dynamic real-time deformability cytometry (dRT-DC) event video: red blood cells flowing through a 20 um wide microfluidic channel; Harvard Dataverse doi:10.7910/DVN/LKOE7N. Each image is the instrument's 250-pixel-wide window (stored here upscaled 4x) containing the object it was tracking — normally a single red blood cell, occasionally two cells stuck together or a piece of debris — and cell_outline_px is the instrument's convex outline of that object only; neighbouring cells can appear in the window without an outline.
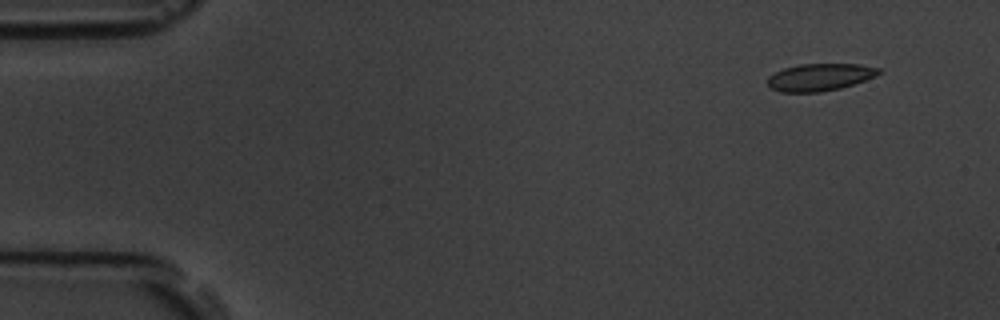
{"species": "common noctule bat (a hibernating species)", "species_latin": "Nyctalus noctula", "temperature_condition": "room temperature", "stored_images_in_passage": 10, "camera_frame_rate_fps": 3000, "um_per_image_px": 0.085, "animal": {"sex": "male", "body_mass_g": 19.5, "forearm_length_mm": 54.6}, "frame": {"image": 1, "passage_image": 1, "time_ms": 0.0, "image_size_px": [1000, 320], "cell_outline_px": [[880, 72], [864, 80], [840, 88], [820, 92], [780, 92], [772, 88], [768, 84], [768, 76], [784, 68], [800, 64], [860, 64], [880, 68]], "centroid_in_image_um": [69.65, 6.55], "position_along_channel_um": 15.4, "area_um2": 17.4}}
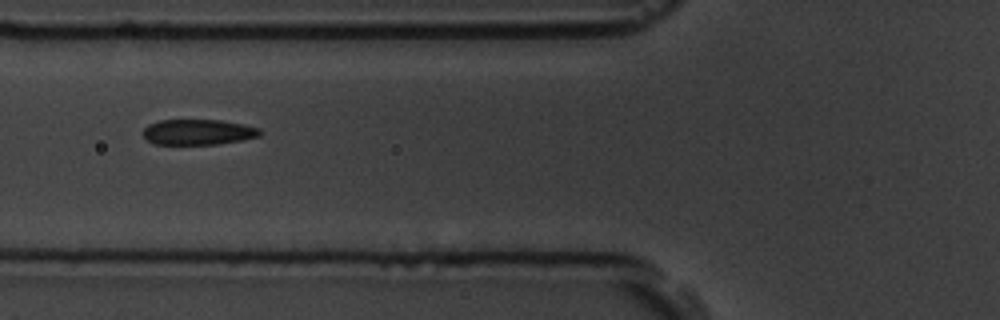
{"frame": {"image": 2, "passage_image": 6, "time_ms": 5.667, "image_size_px": [1000, 320], "cell_outline_px": [[260, 136], [244, 140], [216, 144], [152, 144], [144, 136], [144, 128], [148, 124], [160, 120], [220, 120], [244, 124], [260, 128]], "centroid_in_image_um": [16.86, 11.22], "position_along_channel_um": 108.9, "area_um2": 17.4}}
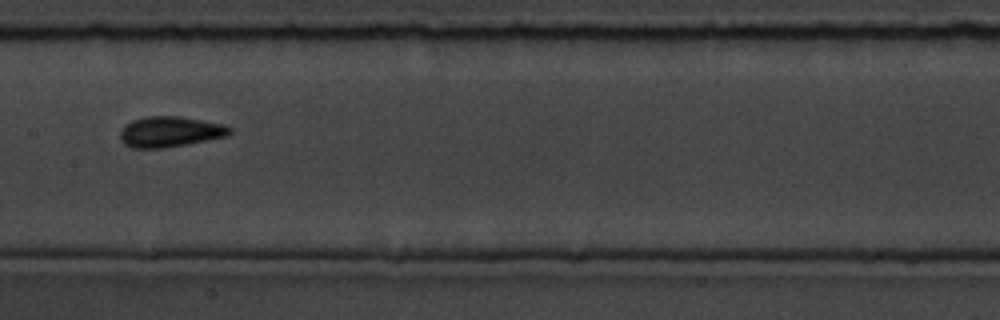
{"frame": {"image": 3, "passage_image": 8, "time_ms": 8.0, "image_size_px": [1000, 320], "cell_outline_px": [[232, 132], [228, 136], [188, 144], [164, 148], [132, 148], [124, 144], [120, 140], [120, 132], [124, 124], [132, 120], [148, 116], [180, 116], [224, 124], [232, 128]], "centroid_in_image_um": [14.45, 11.2], "position_along_channel_um": 192.9, "area_um2": 19.77}}